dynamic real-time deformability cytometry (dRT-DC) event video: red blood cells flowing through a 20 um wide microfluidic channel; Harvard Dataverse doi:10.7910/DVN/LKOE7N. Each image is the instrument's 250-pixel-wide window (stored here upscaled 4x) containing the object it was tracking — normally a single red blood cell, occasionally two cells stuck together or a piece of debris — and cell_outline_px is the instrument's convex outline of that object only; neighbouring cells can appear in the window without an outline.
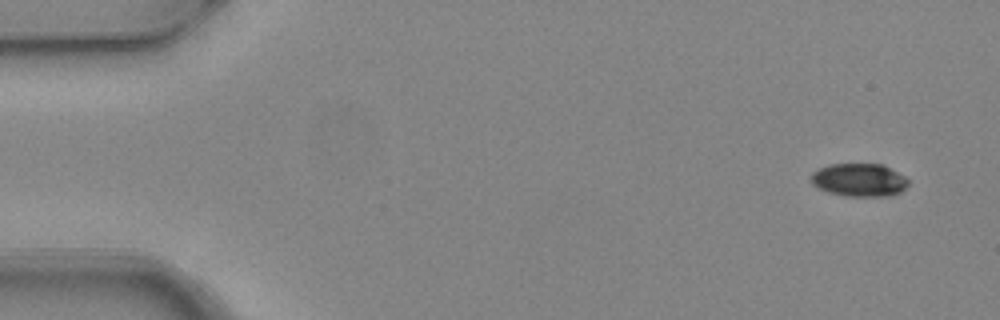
{"species": "common noctule bat (a hibernating species)", "species_latin": "Nyctalus noctula", "temperature_condition": "warm", "stored_images_in_passage": 7, "camera_frame_rate_fps": 3000, "um_per_image_px": 0.085, "animal": {"sex": "female", "body_mass_g": 24.6, "forearm_length_mm": 56.2}, "frame": {"image": 1, "passage_image": 1, "time_ms": 0.0, "image_size_px": [1000, 320], "cell_outline_px": [[908, 184], [900, 192], [892, 196], [844, 196], [828, 192], [812, 184], [812, 172], [828, 164], [884, 164], [904, 176], [908, 180]], "centroid_in_image_um": [73.05, 15.3], "position_along_channel_um": 12.0, "area_um2": 18.73}}
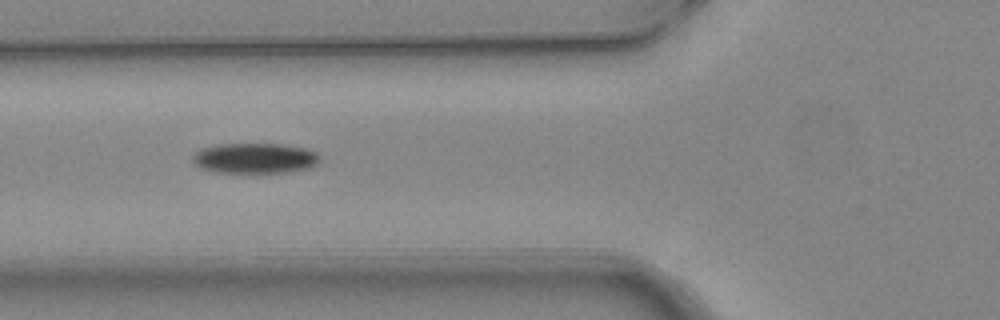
{"frame": {"image": 2, "passage_image": 6, "time_ms": 1.667, "image_size_px": [1000, 320], "cell_outline_px": [[320, 160], [316, 164], [308, 168], [288, 172], [216, 172], [200, 168], [192, 164], [192, 156], [200, 148], [216, 144], [280, 144], [308, 148], [316, 152], [320, 156]], "centroid_in_image_um": [21.64, 13.44], "position_along_channel_um": 104.2, "area_um2": 22.66}}
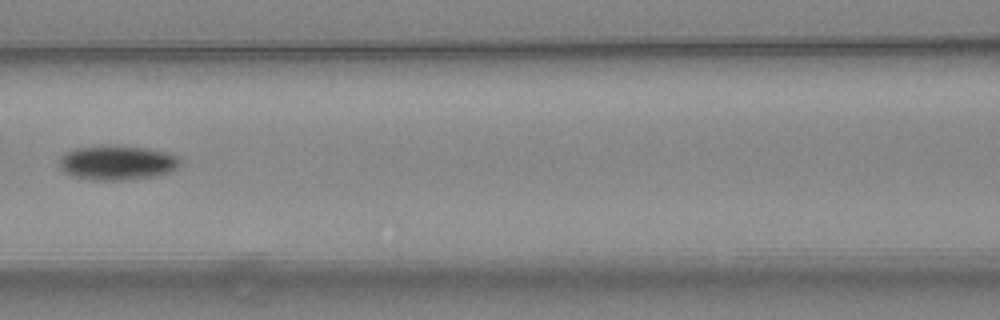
{"frame": {"image": 3, "passage_image": 7, "time_ms": 2.0, "image_size_px": [1000, 320], "cell_outline_px": [[180, 164], [176, 168], [168, 172], [156, 176], [124, 180], [88, 180], [72, 176], [64, 172], [60, 168], [60, 156], [76, 148], [148, 148], [164, 152], [176, 156], [180, 160]], "centroid_in_image_um": [9.95, 13.89], "position_along_channel_um": 156.7, "area_um2": 23.41}}